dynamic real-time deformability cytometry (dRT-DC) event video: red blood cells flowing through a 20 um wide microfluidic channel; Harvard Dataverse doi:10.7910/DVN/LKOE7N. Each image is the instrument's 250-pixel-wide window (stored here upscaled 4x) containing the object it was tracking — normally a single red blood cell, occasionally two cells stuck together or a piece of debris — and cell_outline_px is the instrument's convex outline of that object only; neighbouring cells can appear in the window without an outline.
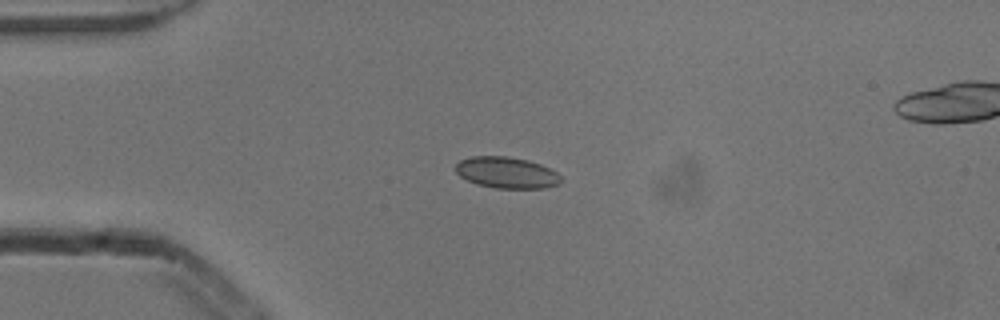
{"species": "common noctule bat (a hibernating species)", "species_latin": "Nyctalus noctula", "temperature_condition": "cold", "stored_images_in_passage": 4, "segment_of_instrument_passage": [1, 2], "camera_frame_rate_fps": 3000, "um_per_image_px": 0.085, "animal": {"sex": "male", "body_mass_g": 13.3}, "frame": {"image": 1, "passage_image": 3, "time_ms": 0.667, "image_size_px": [1000, 320], "cell_outline_px": [[564, 180], [560, 184], [544, 188], [496, 188], [476, 184], [460, 176], [456, 172], [456, 164], [460, 160], [472, 156], [504, 156], [528, 160], [540, 164], [556, 172]], "centroid_in_image_um": [43.08, 14.68], "position_along_channel_um": 41.9, "area_um2": 19.19}}